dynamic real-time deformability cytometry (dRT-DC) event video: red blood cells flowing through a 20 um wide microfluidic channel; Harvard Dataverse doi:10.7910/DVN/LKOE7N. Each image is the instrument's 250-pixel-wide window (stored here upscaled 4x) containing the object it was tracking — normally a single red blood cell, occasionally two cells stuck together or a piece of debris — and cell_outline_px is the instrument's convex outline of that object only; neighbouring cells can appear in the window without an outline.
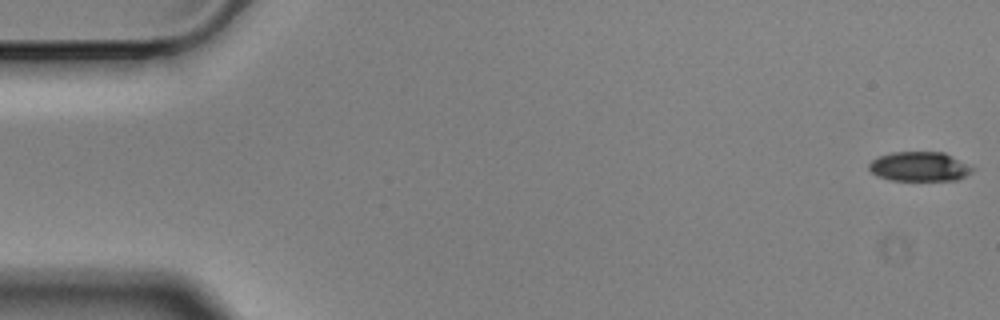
{"species": "Egyptian fruit bat (a non-hibernating species)", "species_latin": "Rousettus aegyptiacus", "temperature_condition": "cold", "stored_images_in_passage": 57, "camera_frame_rate_fps": 3000, "um_per_image_px": 0.085, "animal": {"sex": "male"}, "frame": {"image": 1, "passage_image": 1, "time_ms": 0.0, "image_size_px": [1000, 320], "cell_outline_px": [[976, 168], [972, 172], [956, 180], [892, 180], [876, 176], [868, 168], [868, 164], [872, 160], [880, 156], [892, 152], [944, 152], [972, 164]], "centroid_in_image_um": [78.2, 14.15], "position_along_channel_um": 6.8, "area_um2": 17.98}}
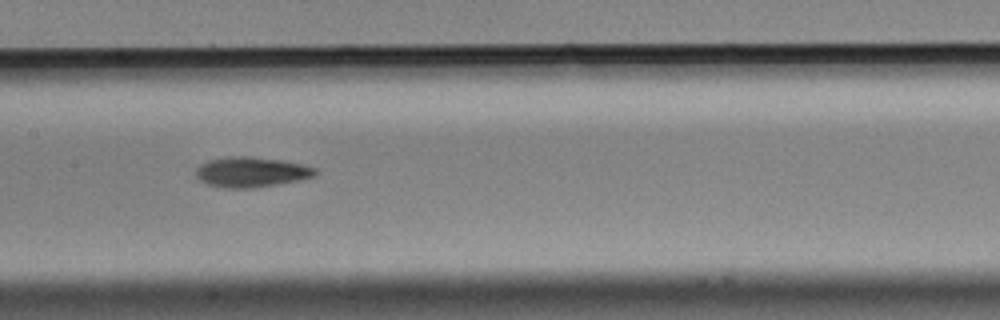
{"frame": {"image": 2, "passage_image": 28, "time_ms": 9.0, "image_size_px": [1000, 320], "cell_outline_px": [[316, 176], [300, 180], [252, 188], [224, 188], [208, 184], [200, 180], [196, 176], [196, 168], [200, 164], [208, 160], [228, 156], [248, 156], [284, 160], [304, 164], [316, 168]], "centroid_in_image_um": [21.37, 14.61], "position_along_channel_um": 186.0, "area_um2": 21.15}}
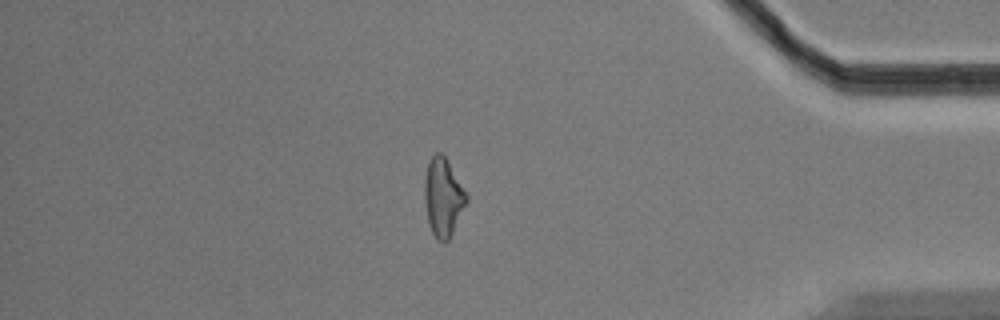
{"frame": {"image": 3, "passage_image": 49, "time_ms": 16.0, "image_size_px": [1000, 320], "cell_outline_px": [[468, 200], [448, 240], [444, 244], [436, 240], [428, 224], [424, 200], [424, 180], [428, 160], [436, 152], [440, 152], [444, 156], [468, 196]], "centroid_in_image_um": [37.63, 16.79], "position_along_channel_um": 397.6, "area_um2": 19.02}, "authors_computed_cell_mechanics": {"area_um2": 19.4208, "velocity_mm_per_s": 3.5056, "shape_relaxation_time_tau1_ms": 5.6187, "shape_relaxation_time_tau2_ms": 7.4625, "deformation_change_tau1": 0.137, "deformation_change_tau2": 0.1642}}